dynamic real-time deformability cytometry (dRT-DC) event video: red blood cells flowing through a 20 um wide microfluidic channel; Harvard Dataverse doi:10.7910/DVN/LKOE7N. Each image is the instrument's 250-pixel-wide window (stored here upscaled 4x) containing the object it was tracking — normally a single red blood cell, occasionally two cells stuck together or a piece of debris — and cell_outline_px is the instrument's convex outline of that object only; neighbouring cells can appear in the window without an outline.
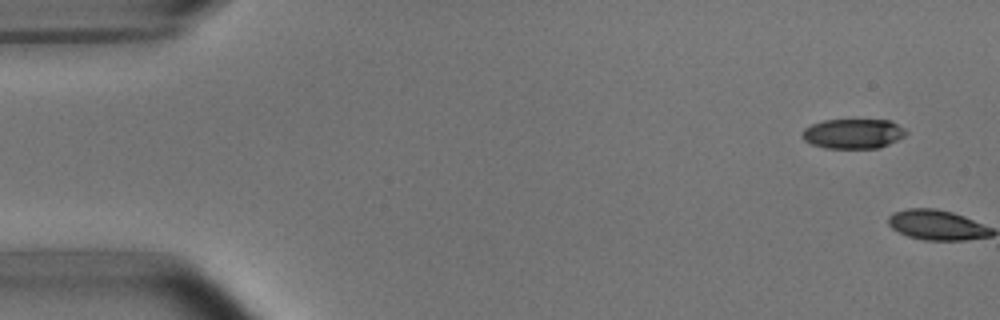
{"species": "common noctule bat (a hibernating species)", "species_latin": "Nyctalus noctula", "temperature_condition": "room temperature", "stored_images_in_passage": 5, "camera_frame_rate_fps": 3000, "um_per_image_px": 0.085, "animal": {"sex": "male", "body_mass_g": 15.6}, "frame": {"image": 1, "passage_image": 1, "time_ms": 0.0, "image_size_px": [1000, 320], "cell_outline_px": [[908, 132], [904, 136], [880, 148], [824, 148], [812, 144], [804, 140], [800, 136], [804, 128], [812, 124], [824, 120], [892, 120], [904, 128]], "centroid_in_image_um": [72.51, 11.36], "position_along_channel_um": 12.5, "area_um2": 18.09}}